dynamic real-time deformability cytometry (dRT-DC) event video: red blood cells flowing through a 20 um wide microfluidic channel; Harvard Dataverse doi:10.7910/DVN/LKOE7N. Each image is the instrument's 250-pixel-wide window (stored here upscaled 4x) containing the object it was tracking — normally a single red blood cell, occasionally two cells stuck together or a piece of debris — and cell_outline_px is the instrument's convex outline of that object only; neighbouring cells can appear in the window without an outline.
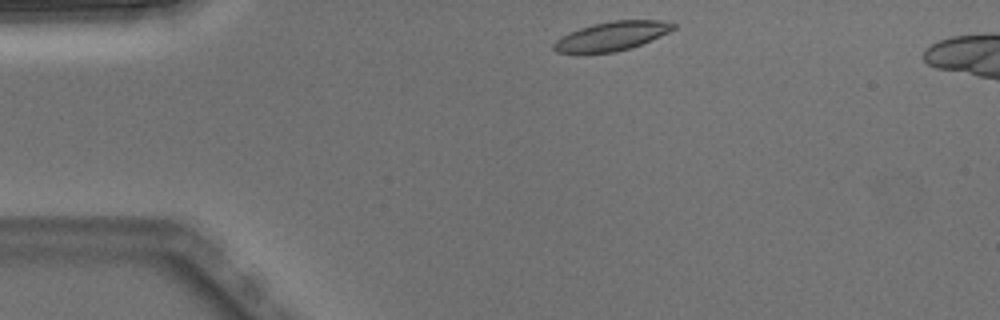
{"species": "Egyptian fruit bat (a non-hibernating species)", "species_latin": "Rousettus aegyptiacus", "temperature_condition": "warm", "stored_images_in_passage": 3, "camera_frame_rate_fps": 3000, "um_per_image_px": 0.085, "animal": {"sex": "male"}, "frame": {"image": 1, "passage_image": 1, "time_ms": 0.0, "image_size_px": [1000, 320], "cell_outline_px": [[676, 28], [652, 40], [616, 52], [556, 52], [552, 48], [552, 44], [560, 36], [568, 32], [592, 24], [612, 20], [664, 20], [676, 24]], "centroid_in_image_um": [52.0, 3.05], "position_along_channel_um": 33.0, "area_um2": 20.11}}